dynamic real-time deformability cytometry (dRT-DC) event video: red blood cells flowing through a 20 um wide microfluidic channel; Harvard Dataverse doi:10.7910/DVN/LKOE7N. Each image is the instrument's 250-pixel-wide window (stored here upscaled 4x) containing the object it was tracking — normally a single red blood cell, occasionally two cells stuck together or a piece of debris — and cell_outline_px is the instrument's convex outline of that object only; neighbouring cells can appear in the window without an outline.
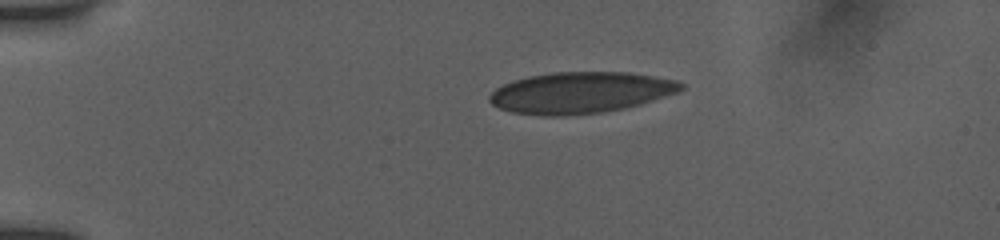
{"species": "human", "species_latin": "Homo sapiens", "temperature_condition": "room temperature", "stored_images_in_passage": 31, "camera_frame_rate_fps": 3000, "um_per_image_px": 0.085, "donor": {"sex": "female"}, "frame": {"image": 1, "passage_image": 1, "time_ms": 0.0, "image_size_px": [1000, 240], "cell_outline_px": [[684, 88], [676, 92], [640, 104], [624, 108], [600, 112], [560, 116], [544, 116], [512, 112], [500, 108], [492, 104], [488, 100], [488, 96], [496, 88], [512, 80], [528, 76], [552, 72], [628, 72], [676, 80], [684, 84]], "centroid_in_image_um": [49.3, 7.87], "position_along_channel_um": 35.7, "area_um2": 45.84}}
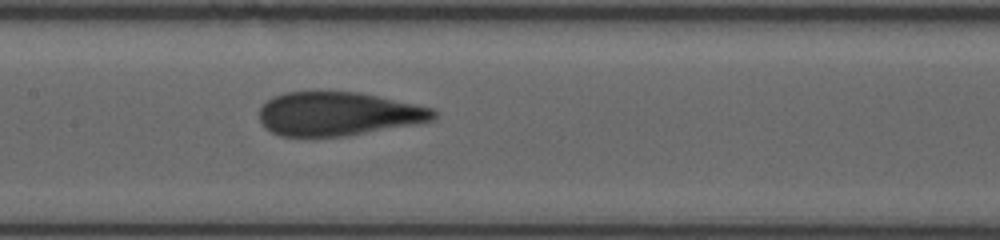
{"frame": {"image": 2, "passage_image": 13, "time_ms": 5.333, "image_size_px": [1000, 240], "cell_outline_px": [[436, 116], [432, 120], [416, 124], [344, 136], [280, 136], [264, 128], [260, 120], [260, 108], [272, 96], [284, 92], [360, 92], [436, 108]], "centroid_in_image_um": [28.76, 9.67], "position_along_channel_um": 178.6, "area_um2": 44.45}}
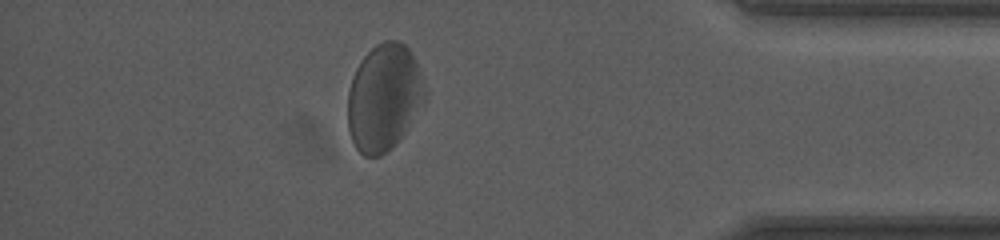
{"frame": {"image": 3, "passage_image": 27, "time_ms": 12.0, "image_size_px": [1000, 240], "cell_outline_px": [[428, 100], [404, 132], [380, 156], [364, 156], [356, 148], [352, 140], [348, 128], [348, 92], [352, 76], [360, 60], [376, 44], [384, 40], [400, 40], [412, 52], [416, 60], [428, 92]], "centroid_in_image_um": [32.67, 8.23], "position_along_channel_um": 402.5, "area_um2": 48.32}, "authors_computed_cell_mechanics": {"area_um2": 45.8932, "velocity_mm_per_s": 3.7998, "shape_relaxation_time_tau1_ms": 3.3931, "shape_relaxation_time_tau2_ms": 0.5582, "deformation_change_tau1": 0.0974, "deformation_change_tau2": 0.0439}}